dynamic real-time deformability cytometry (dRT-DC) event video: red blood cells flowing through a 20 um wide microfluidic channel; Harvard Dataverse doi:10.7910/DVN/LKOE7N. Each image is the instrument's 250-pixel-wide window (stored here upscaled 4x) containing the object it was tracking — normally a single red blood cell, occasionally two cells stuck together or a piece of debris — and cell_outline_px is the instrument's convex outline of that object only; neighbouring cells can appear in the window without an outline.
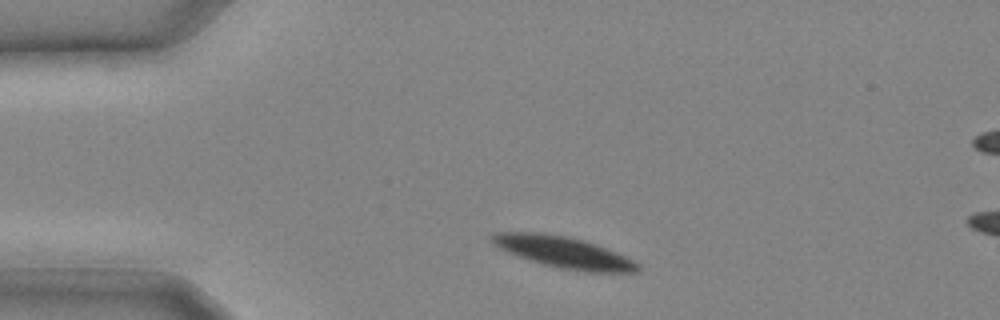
{"species": "common noctule bat (a hibernating species)", "species_latin": "Nyctalus noctula", "temperature_condition": "cold", "stored_images_in_passage": 4, "camera_frame_rate_fps": 3000, "um_per_image_px": 0.085, "animal": {"sex": "male", "body_mass_g": 20.4}, "frame": {"image": 1, "passage_image": 1, "time_ms": 0.0, "image_size_px": [1000, 320], "cell_outline_px": [[640, 268], [636, 272], [584, 272], [560, 268], [544, 264], [508, 252], [500, 248], [492, 240], [492, 236], [496, 232], [544, 232], [568, 236], [584, 240], [596, 244], [636, 260], [640, 264]], "centroid_in_image_um": [47.99, 21.44], "position_along_channel_um": 37.0, "area_um2": 26.53}}